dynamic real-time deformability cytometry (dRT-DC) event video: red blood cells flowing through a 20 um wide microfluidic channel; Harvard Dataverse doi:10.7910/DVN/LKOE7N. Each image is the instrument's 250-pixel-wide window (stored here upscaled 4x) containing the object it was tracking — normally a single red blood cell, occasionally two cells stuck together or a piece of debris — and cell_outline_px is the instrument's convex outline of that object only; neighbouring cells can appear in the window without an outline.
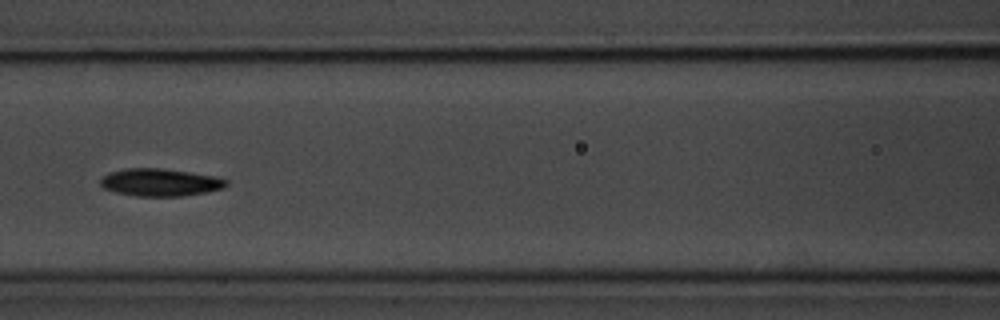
{"species": "common noctule bat (a hibernating species)", "species_latin": "Nyctalus noctula", "temperature_condition": "room temperature", "stored_images_in_passage": 7, "camera_frame_rate_fps": 3000, "um_per_image_px": 0.085, "animal": {"sex": "male", "body_mass_g": 20.1, "forearm_length_mm": 53.5}, "frame": {"image": 1, "passage_image": 7, "time_ms": 7.667, "image_size_px": [1000, 320], "cell_outline_px": [[228, 184], [224, 188], [204, 192], [180, 196], [136, 196], [116, 192], [104, 188], [100, 184], [100, 180], [108, 172], [128, 168], [160, 168], [216, 176], [228, 180]], "centroid_in_image_um": [13.61, 15.49], "position_along_channel_um": 153.0, "area_um2": 20.06}}